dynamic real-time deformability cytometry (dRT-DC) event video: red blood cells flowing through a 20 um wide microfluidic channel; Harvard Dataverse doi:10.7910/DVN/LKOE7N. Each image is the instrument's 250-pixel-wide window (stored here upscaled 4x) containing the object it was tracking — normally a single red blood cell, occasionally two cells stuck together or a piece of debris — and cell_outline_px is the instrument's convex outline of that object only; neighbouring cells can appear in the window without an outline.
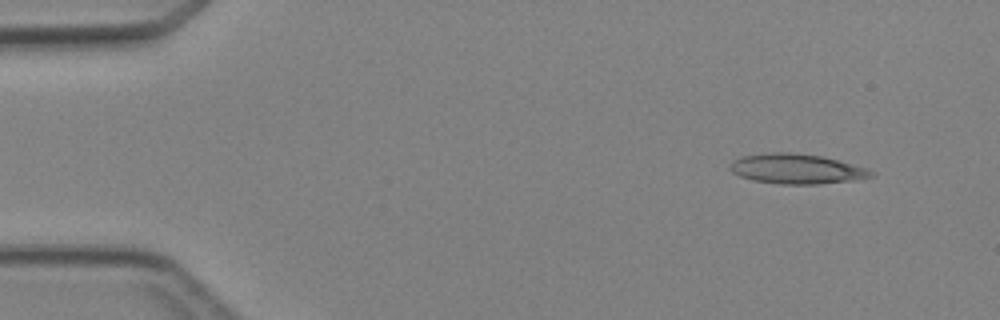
{"species": "Egyptian fruit bat (a non-hibernating species)", "species_latin": "Rousettus aegyptiacus", "temperature_condition": "cold", "stored_images_in_passage": 5, "camera_frame_rate_fps": 3000, "um_per_image_px": 0.085, "animal": {"sex": "female"}, "frame": {"image": 1, "passage_image": 1, "time_ms": 0.0, "image_size_px": [1000, 320], "cell_outline_px": [[876, 176], [856, 180], [816, 184], [780, 184], [752, 180], [740, 176], [732, 172], [728, 168], [728, 164], [740, 156], [764, 152], [788, 152], [820, 156], [868, 168], [876, 172]], "centroid_in_image_um": [67.7, 14.35], "position_along_channel_um": 17.3, "area_um2": 24.85}}
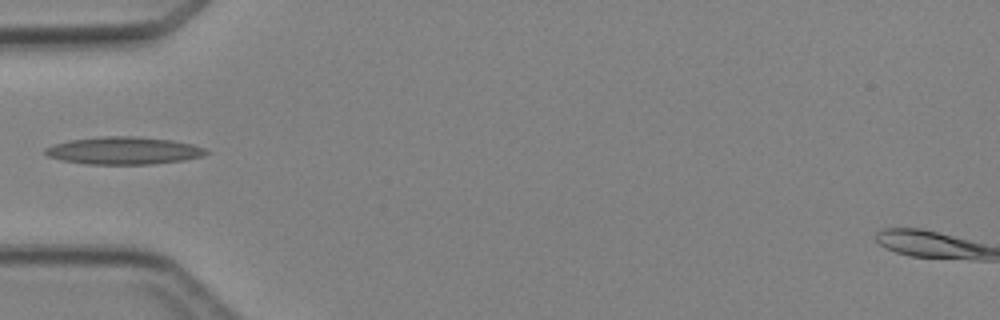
{"frame": {"image": 2, "passage_image": 4, "time_ms": 3.667, "image_size_px": [1000, 320], "cell_outline_px": [[212, 152], [204, 156], [184, 160], [152, 164], [88, 164], [60, 160], [48, 156], [44, 152], [44, 148], [52, 144], [68, 140], [100, 136], [140, 136], [172, 140], [192, 144], [204, 148]], "centroid_in_image_um": [10.52, 12.79], "position_along_channel_um": 74.5, "area_um2": 26.13}}
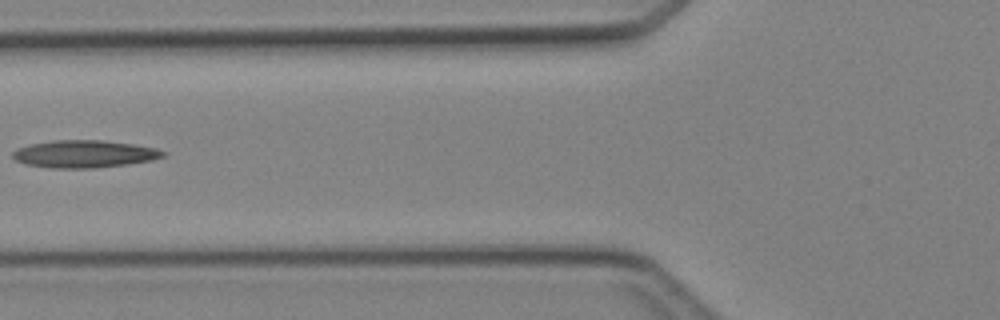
{"frame": {"image": 3, "passage_image": 5, "time_ms": 4.667, "image_size_px": [1000, 320], "cell_outline_px": [[168, 152], [164, 156], [152, 160], [128, 164], [96, 168], [52, 168], [28, 164], [16, 160], [12, 156], [12, 152], [16, 148], [32, 144], [52, 140], [104, 140], [132, 144], [156, 148]], "centroid_in_image_um": [7.19, 13.08], "position_along_channel_um": 118.6, "area_um2": 24.04}}